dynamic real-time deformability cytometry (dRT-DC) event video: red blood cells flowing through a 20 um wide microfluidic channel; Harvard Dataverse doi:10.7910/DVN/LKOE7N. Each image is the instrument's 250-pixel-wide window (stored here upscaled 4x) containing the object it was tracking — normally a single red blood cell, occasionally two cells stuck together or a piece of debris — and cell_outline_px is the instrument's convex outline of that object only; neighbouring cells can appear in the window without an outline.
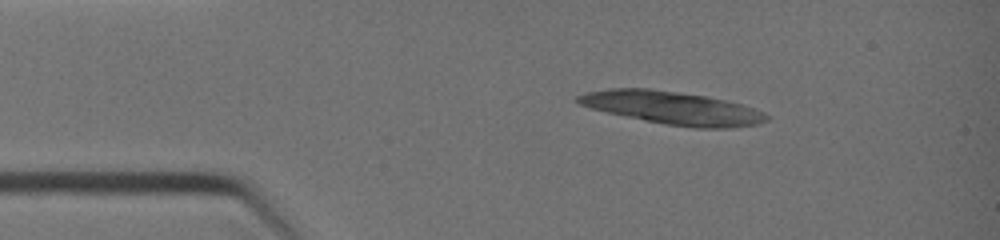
{"species": "common noctule bat (a hibernating species)", "species_latin": "Nyctalus noctula", "temperature_condition": "warm", "stored_images_in_passage": 39, "camera_frame_rate_fps": 3000, "um_per_image_px": 0.085, "animal": {"sex": "female", "body_mass_g": 19.0, "forearm_length_mm": 51.5}, "frame": {"image": 1, "passage_image": 6, "time_ms": 1.667, "image_size_px": [1000, 240], "cell_outline_px": [[772, 116], [768, 120], [756, 124], [728, 128], [692, 128], [664, 124], [644, 120], [608, 112], [592, 108], [580, 104], [576, 100], [576, 96], [588, 92], [608, 88], [648, 88], [708, 96], [728, 100], [744, 104], [764, 112]], "centroid_in_image_um": [57.23, 9.17], "position_along_channel_um": 27.8, "area_um2": 36.3}}
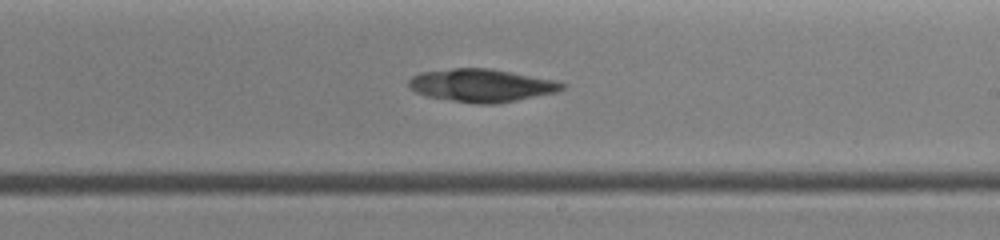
{"frame": {"image": 2, "passage_image": 23, "time_ms": 7.333, "image_size_px": [1000, 240], "cell_outline_px": [[568, 84], [564, 88], [556, 92], [496, 104], [480, 104], [452, 100], [428, 96], [416, 92], [408, 88], [408, 80], [412, 76], [420, 72], [452, 68], [492, 68], [560, 80]], "centroid_in_image_um": [40.98, 7.24], "position_along_channel_um": 248.0, "area_um2": 29.71}}
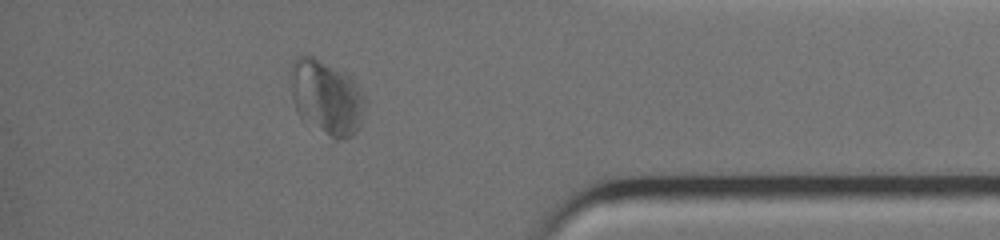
{"frame": {"image": 3, "passage_image": 34, "time_ms": 11.0, "image_size_px": [1000, 240], "cell_outline_px": [[368, 104], [364, 116], [356, 132], [352, 136], [332, 144], [300, 116], [296, 112], [288, 80], [292, 64], [296, 56], [312, 56], [348, 72], [352, 76], [368, 100]], "centroid_in_image_um": [27.79, 8.33], "position_along_channel_um": 407.4, "area_um2": 34.1}}